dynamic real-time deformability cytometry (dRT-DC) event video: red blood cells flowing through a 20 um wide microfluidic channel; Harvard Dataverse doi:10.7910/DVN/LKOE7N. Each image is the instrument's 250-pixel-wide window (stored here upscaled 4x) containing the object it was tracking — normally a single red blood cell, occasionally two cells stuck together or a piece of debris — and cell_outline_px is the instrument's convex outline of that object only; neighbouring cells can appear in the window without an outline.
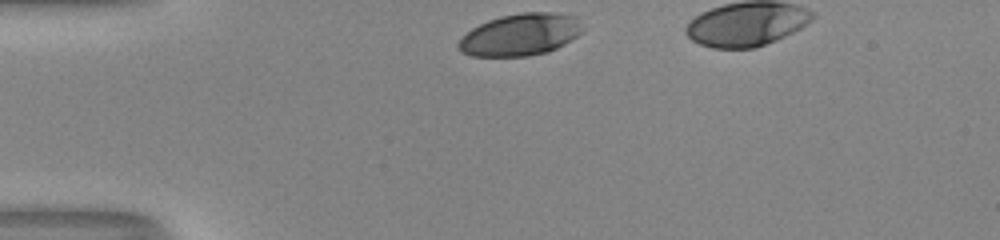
{"species": "human", "species_latin": "Homo sapiens", "temperature_condition": "room temperature", "stored_images_in_passage": 30, "camera_frame_rate_fps": 3000, "um_per_image_px": 0.085, "donor": {"sex": "male"}, "frame": {"image": 1, "passage_image": 1, "time_ms": 0.0, "image_size_px": [1000, 240], "cell_outline_px": [[580, 32], [576, 36], [564, 44], [548, 52], [528, 56], [472, 56], [460, 52], [456, 48], [456, 44], [472, 28], [488, 20], [500, 16], [524, 12], [552, 12], [576, 16]], "centroid_in_image_um": [44.17, 2.95], "position_along_channel_um": 40.8, "area_um2": 30.11}}
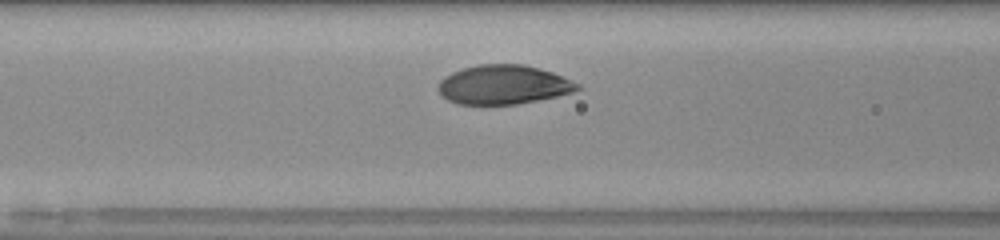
{"frame": {"image": 2, "passage_image": 10, "time_ms": 3.0, "image_size_px": [1000, 240], "cell_outline_px": [[584, 88], [572, 92], [556, 96], [516, 104], [456, 104], [440, 96], [436, 88], [440, 80], [444, 76], [452, 72], [476, 64], [524, 64], [540, 68], [564, 76], [580, 84]], "centroid_in_image_um": [42.77, 7.19], "position_along_channel_um": 123.8, "area_um2": 32.08}}
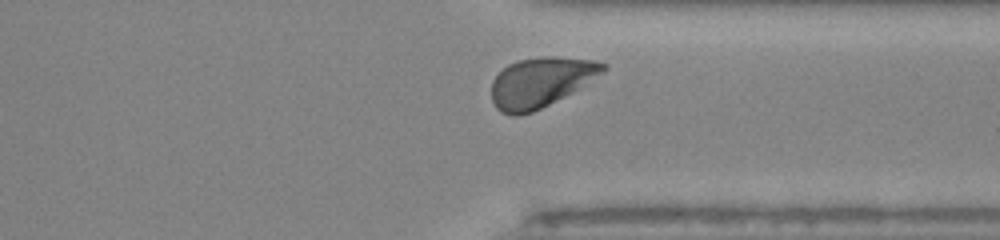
{"frame": {"image": 3, "passage_image": 28, "time_ms": 9.0, "image_size_px": [1000, 240], "cell_outline_px": [[608, 68], [604, 72], [572, 92], [532, 112], [516, 116], [512, 116], [500, 112], [496, 108], [492, 100], [492, 80], [508, 64], [520, 60], [540, 56], [556, 56], [596, 60], [608, 64]], "centroid_in_image_um": [45.97, 6.97], "position_along_channel_um": 365.4, "area_um2": 32.37}, "authors_computed_cell_mechanics": {"area_um2": 32.5125, "velocity_mm_per_s": 4.0193, "shape_relaxation_time_tau1_ms": 2.3835, "shape_relaxation_time_tau2_ms": null, "deformation_change_tau1": 0.1464, "deformation_change_tau2": null}}